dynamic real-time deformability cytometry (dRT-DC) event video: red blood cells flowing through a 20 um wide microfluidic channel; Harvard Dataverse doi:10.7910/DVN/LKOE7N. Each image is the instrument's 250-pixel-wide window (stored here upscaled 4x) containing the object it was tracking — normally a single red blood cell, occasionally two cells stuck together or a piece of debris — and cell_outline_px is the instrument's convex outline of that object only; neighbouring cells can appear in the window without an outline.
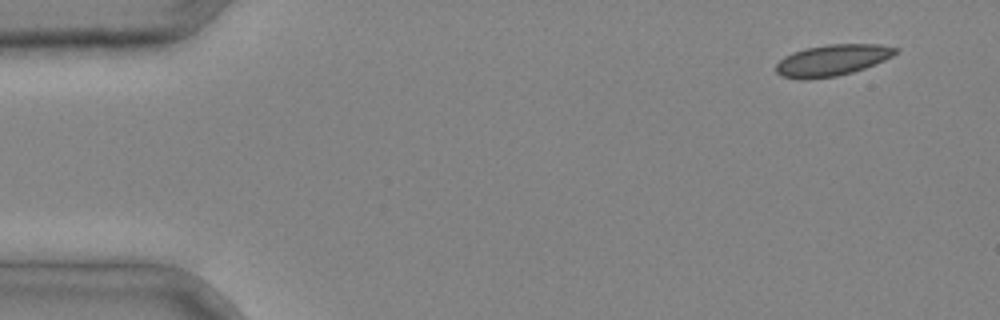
{"species": "common noctule bat (a hibernating species)", "species_latin": "Nyctalus noctula", "temperature_condition": "cold", "stored_images_in_passage": 4, "camera_frame_rate_fps": 3000, "um_per_image_px": 0.085, "animal": {"sex": "male", "body_mass_g": 20.4}, "frame": {"image": 1, "passage_image": 1, "time_ms": 0.0, "image_size_px": [1000, 320], "cell_outline_px": [[900, 48], [892, 56], [884, 60], [864, 68], [852, 72], [836, 76], [800, 80], [780, 76], [776, 72], [776, 64], [784, 56], [792, 52], [804, 48], [828, 44], [880, 44]], "centroid_in_image_um": [70.7, 5.11], "position_along_channel_um": 14.3, "area_um2": 21.85}}